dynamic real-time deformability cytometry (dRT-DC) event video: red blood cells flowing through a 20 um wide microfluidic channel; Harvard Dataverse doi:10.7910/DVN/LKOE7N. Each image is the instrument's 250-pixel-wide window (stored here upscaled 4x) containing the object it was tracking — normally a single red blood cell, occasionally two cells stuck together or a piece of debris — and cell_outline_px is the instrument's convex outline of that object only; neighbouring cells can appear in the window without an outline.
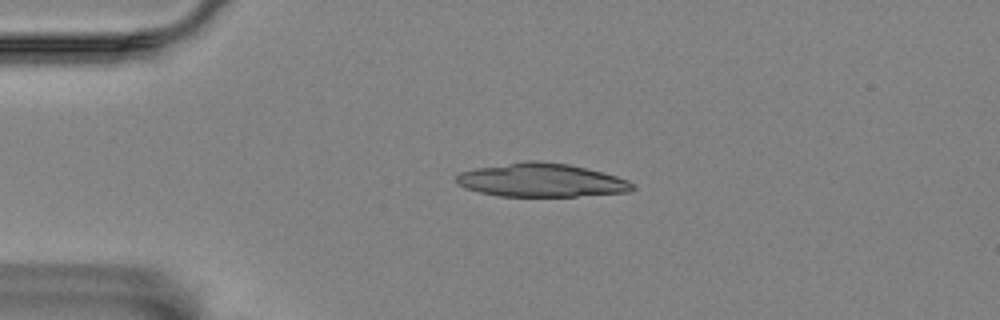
{"species": "Egyptian fruit bat (a non-hibernating species)", "species_latin": "Rousettus aegyptiacus", "temperature_condition": "room temperature", "stored_images_in_passage": 3, "camera_frame_rate_fps": 3000, "um_per_image_px": 0.085, "animal": {"sex": "female"}, "frame": {"image": 1, "passage_image": 3, "time_ms": 2.0, "image_size_px": [1000, 320], "cell_outline_px": [[636, 188], [628, 192], [576, 196], [500, 196], [480, 192], [468, 188], [460, 184], [456, 180], [456, 176], [460, 172], [476, 168], [524, 160], [536, 160], [568, 164], [616, 176], [628, 180], [636, 184]], "centroid_in_image_um": [46.04, 15.31], "position_along_channel_um": 39.0, "area_um2": 34.22}}